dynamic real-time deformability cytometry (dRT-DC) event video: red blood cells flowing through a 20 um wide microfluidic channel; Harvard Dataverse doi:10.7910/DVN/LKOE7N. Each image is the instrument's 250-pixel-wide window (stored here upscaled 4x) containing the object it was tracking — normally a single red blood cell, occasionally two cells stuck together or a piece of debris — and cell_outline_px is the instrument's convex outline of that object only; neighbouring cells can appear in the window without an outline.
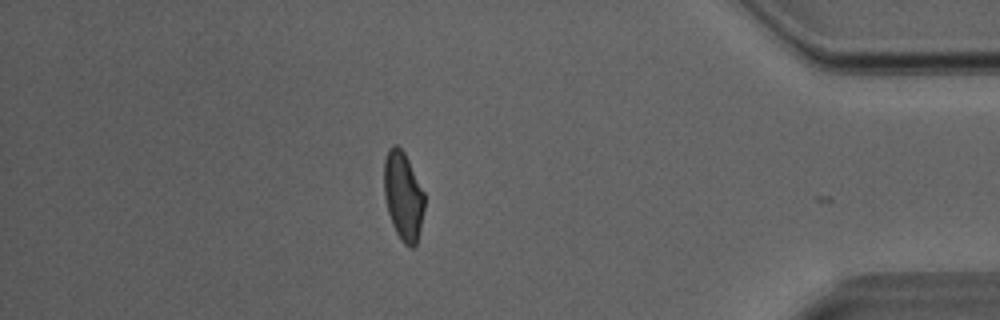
{"species": "Egyptian fruit bat (a non-hibernating species)", "species_latin": "Rousettus aegyptiacus", "temperature_condition": "room temperature", "stored_images_in_passage": 29, "camera_frame_rate_fps": 3000, "um_per_image_px": 0.085, "animal": {"sex": "male"}, "frame": {"image": 1, "passage_image": 28, "time_ms": 9.0, "image_size_px": [1000, 320], "cell_outline_px": [[424, 208], [420, 228], [416, 244], [412, 248], [404, 244], [400, 240], [392, 224], [388, 212], [384, 196], [384, 160], [388, 148], [392, 144], [396, 144], [404, 152], [424, 192]], "centroid_in_image_um": [34.25, 16.65], "position_along_channel_um": 400.9, "area_um2": 20.81}}